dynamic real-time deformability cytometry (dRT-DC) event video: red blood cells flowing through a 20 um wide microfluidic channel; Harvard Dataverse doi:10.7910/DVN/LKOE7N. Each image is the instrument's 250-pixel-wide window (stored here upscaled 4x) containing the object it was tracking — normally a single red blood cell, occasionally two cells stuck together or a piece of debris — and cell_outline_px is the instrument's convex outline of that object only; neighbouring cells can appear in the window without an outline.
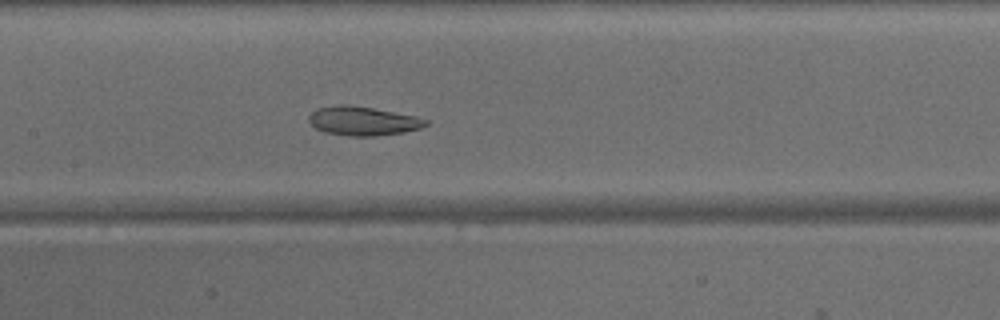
{"species": "common noctule bat (a hibernating species)", "species_latin": "Nyctalus noctula", "temperature_condition": "warm", "stored_images_in_passage": 47, "camera_frame_rate_fps": 3000, "um_per_image_px": 0.085, "animal": {"sex": "male", "body_mass_g": 15.6}, "frame": {"image": 1, "passage_image": 23, "time_ms": 7.333, "image_size_px": [1000, 320], "cell_outline_px": [[428, 124], [420, 128], [404, 132], [376, 136], [348, 136], [324, 132], [316, 128], [308, 120], [308, 116], [316, 108], [344, 104], [348, 104], [372, 108], [416, 116], [428, 120]], "centroid_in_image_um": [30.84, 10.28], "position_along_channel_um": 176.6, "area_um2": 19.71}}
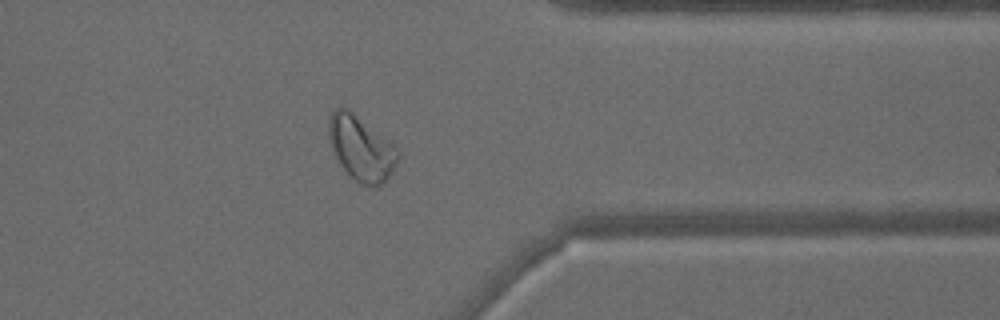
{"frame": {"image": 2, "passage_image": 38, "time_ms": 12.333, "image_size_px": [1000, 320], "cell_outline_px": [[400, 160], [392, 172], [380, 184], [372, 188], [360, 184], [340, 164], [332, 152], [328, 140], [328, 120], [332, 112], [336, 108], [344, 104], [388, 140], [400, 152]], "centroid_in_image_um": [30.67, 12.57], "position_along_channel_um": 380.7, "area_um2": 26.3}}
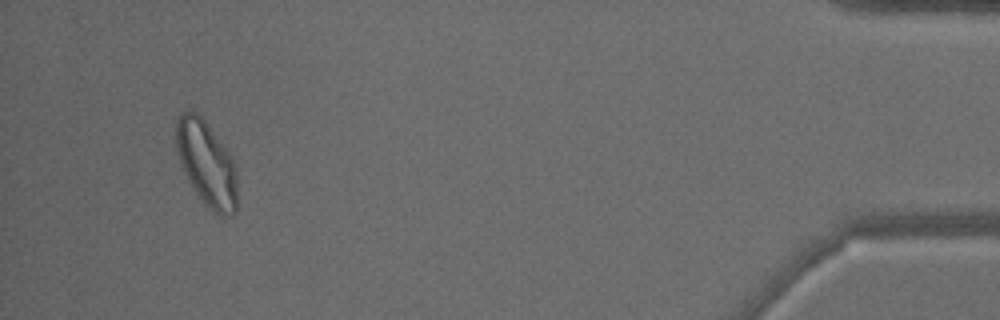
{"frame": {"image": 3, "passage_image": 45, "time_ms": 14.667, "image_size_px": [1000, 320], "cell_outline_px": [[236, 212], [232, 216], [224, 220], [212, 212], [204, 204], [192, 188], [188, 180], [176, 152], [176, 120], [180, 112], [188, 108], [196, 112], [204, 120], [232, 156], [236, 168]], "centroid_in_image_um": [17.56, 13.94], "position_along_channel_um": 417.6, "area_um2": 30.87}}